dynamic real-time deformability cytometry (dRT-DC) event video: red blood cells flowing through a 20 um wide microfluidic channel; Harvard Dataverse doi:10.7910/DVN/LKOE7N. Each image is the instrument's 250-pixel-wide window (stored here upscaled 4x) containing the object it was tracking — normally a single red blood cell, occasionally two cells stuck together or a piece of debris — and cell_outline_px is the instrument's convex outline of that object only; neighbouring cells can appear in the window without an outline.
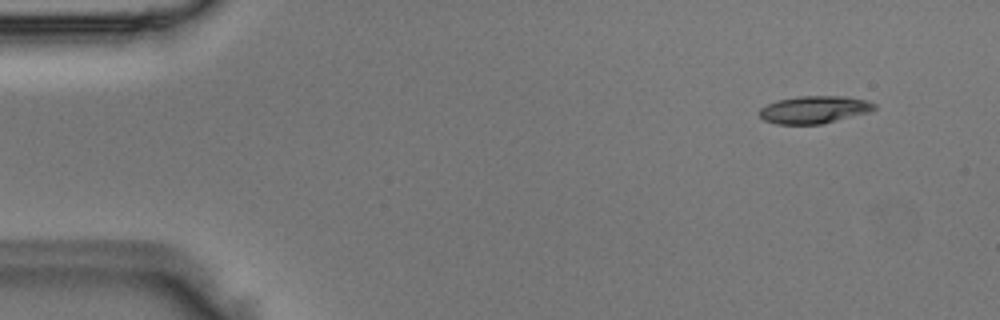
{"species": "Egyptian fruit bat (a non-hibernating species)", "species_latin": "Rousettus aegyptiacus", "temperature_condition": "room temperature", "stored_images_in_passage": 5, "camera_frame_rate_fps": 3000, "um_per_image_px": 0.085, "animal": {"sex": "male"}, "frame": {"image": 1, "passage_image": 2, "time_ms": 0.333, "image_size_px": [1000, 320], "cell_outline_px": [[876, 108], [868, 112], [820, 124], [776, 124], [764, 120], [760, 116], [760, 108], [776, 100], [800, 96], [844, 96], [868, 100], [876, 104]], "centroid_in_image_um": [69.2, 9.31], "position_along_channel_um": 15.8, "area_um2": 18.26}}
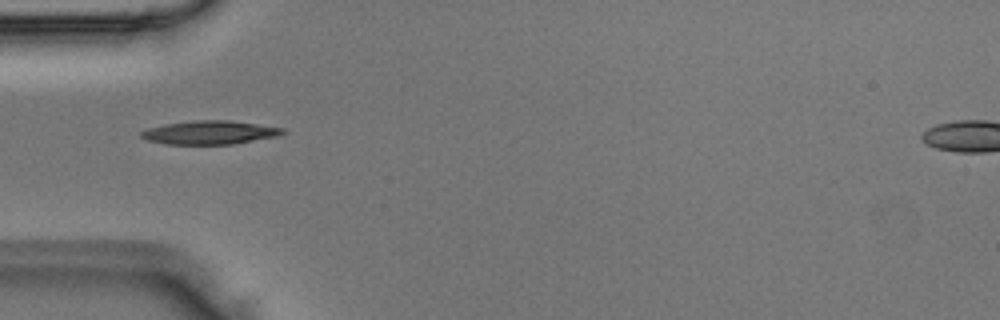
{"frame": {"image": 2, "passage_image": 5, "time_ms": 1.333, "image_size_px": [1000, 320], "cell_outline_px": [[284, 132], [276, 136], [232, 144], [164, 144], [148, 140], [140, 136], [140, 132], [148, 128], [164, 124], [196, 120], [228, 120], [284, 128]], "centroid_in_image_um": [17.78, 11.26], "position_along_channel_um": 67.2, "area_um2": 19.19}}